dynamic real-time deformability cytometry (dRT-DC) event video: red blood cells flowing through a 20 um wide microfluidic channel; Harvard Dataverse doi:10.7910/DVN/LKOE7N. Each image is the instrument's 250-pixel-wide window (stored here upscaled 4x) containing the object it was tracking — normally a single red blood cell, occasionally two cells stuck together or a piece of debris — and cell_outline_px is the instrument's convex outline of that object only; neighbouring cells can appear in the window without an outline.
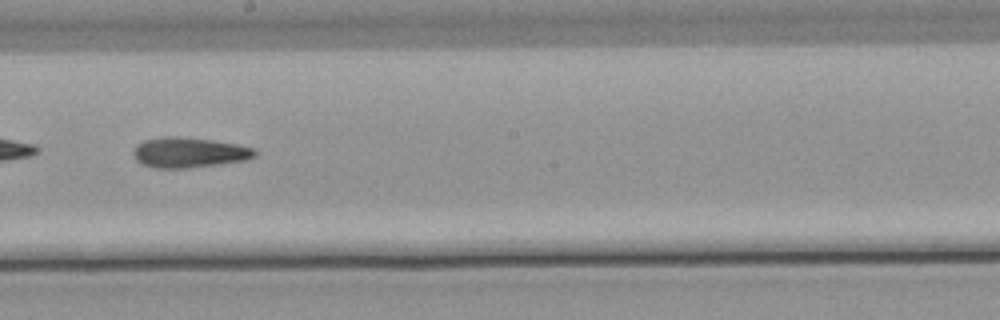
{"species": "common noctule bat (a hibernating species)", "species_latin": "Nyctalus noctula", "temperature_condition": "warm", "stored_images_in_passage": 54, "camera_frame_rate_fps": 3000, "um_per_image_px": 0.085, "animal": {"sex": "male", "body_mass_g": 21.5, "forearm_length_mm": 52.0}, "frame": {"image": 1, "passage_image": 31, "time_ms": 10.0, "image_size_px": [1000, 320], "cell_outline_px": [[256, 156], [244, 160], [216, 164], [184, 168], [156, 168], [144, 164], [136, 160], [132, 152], [136, 144], [144, 140], [160, 136], [176, 136], [212, 140], [236, 144], [252, 148], [256, 152]], "centroid_in_image_um": [16.01, 12.95], "position_along_channel_um": 232.2, "area_um2": 21.21}}
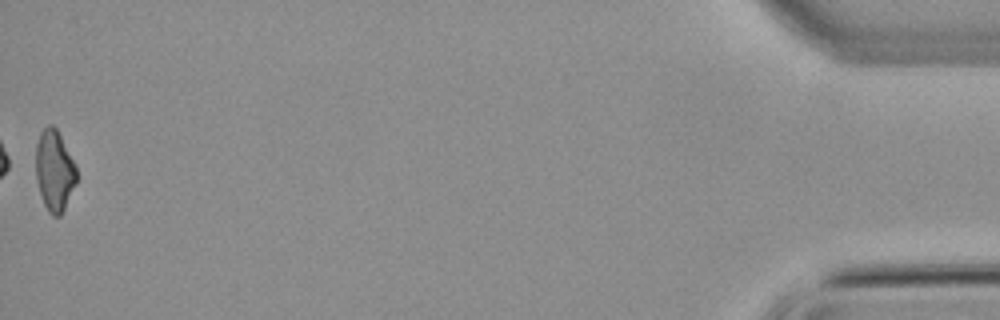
{"frame": {"image": 2, "passage_image": 54, "time_ms": 17.667, "image_size_px": [1000, 320], "cell_outline_px": [[76, 184], [60, 216], [52, 216], [48, 212], [44, 204], [36, 180], [36, 144], [40, 132], [48, 124], [52, 124], [56, 128], [76, 164]], "centroid_in_image_um": [4.62, 14.49], "position_along_channel_um": 430.6, "area_um2": 19.19}, "authors_computed_cell_mechanics": {"area_um2": 21.0103, "velocity_mm_per_s": 3.8585, "shape_relaxation_time_tau1_ms": null, "shape_relaxation_time_tau2_ms": 7.1466, "deformation_change_tau1": null, "deformation_change_tau2": 0.1958}}